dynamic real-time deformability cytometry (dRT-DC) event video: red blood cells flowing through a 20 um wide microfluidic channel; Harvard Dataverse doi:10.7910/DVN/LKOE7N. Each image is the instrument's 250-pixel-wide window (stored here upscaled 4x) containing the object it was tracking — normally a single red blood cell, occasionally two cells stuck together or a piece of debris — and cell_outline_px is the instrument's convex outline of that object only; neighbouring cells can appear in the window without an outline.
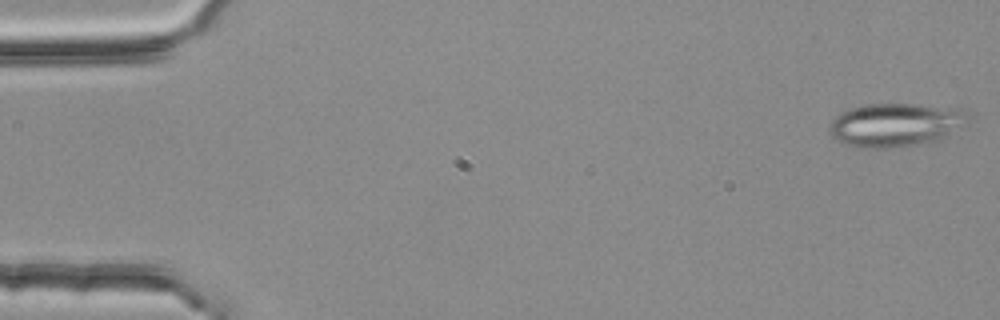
{"species": "common noctule bat (a hibernating species)", "species_latin": "Nyctalus noctula", "temperature_condition": "room temperature", "stored_images_in_passage": 54, "segment_of_instrument_passage": [1, 2], "camera_frame_rate_fps": 3000, "um_per_image_px": 0.085, "animal": {"sex": "female", "body_mass_g": 25.1}, "frame": {"image": 1, "passage_image": 1, "time_ms": 0.0, "image_size_px": [1000, 320], "cell_outline_px": [[976, 112], [968, 124], [936, 140], [920, 144], [888, 148], [868, 148], [848, 144], [836, 140], [832, 136], [828, 128], [832, 120], [840, 112], [864, 104], [916, 104], [960, 108]], "centroid_in_image_um": [76.22, 10.58], "position_along_channel_um": 8.8, "area_um2": 35.6}}